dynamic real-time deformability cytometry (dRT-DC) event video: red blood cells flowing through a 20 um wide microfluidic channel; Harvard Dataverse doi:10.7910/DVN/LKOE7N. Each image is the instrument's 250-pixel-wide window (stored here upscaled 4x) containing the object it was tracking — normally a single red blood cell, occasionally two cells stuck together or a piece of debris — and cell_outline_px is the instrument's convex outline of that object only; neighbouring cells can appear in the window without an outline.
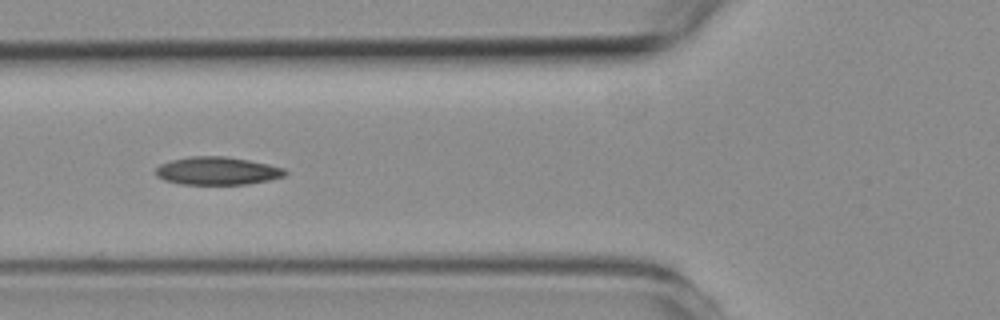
{"species": "common noctule bat (a hibernating species)", "species_latin": "Nyctalus noctula", "temperature_condition": "room temperature", "stored_images_in_passage": 7, "camera_frame_rate_fps": 3000, "um_per_image_px": 0.085, "animal": {"sex": "female", "body_mass_g": 19.3, "forearm_length_mm": 54.1}, "frame": {"image": 1, "passage_image": 5, "time_ms": 5.333, "image_size_px": [1000, 320], "cell_outline_px": [[288, 172], [284, 176], [268, 180], [248, 184], [180, 184], [164, 180], [156, 176], [156, 168], [160, 164], [172, 160], [192, 156], [224, 156], [248, 160], [268, 164], [284, 168]], "centroid_in_image_um": [18.46, 14.52], "position_along_channel_um": 107.3, "area_um2": 20.98}}
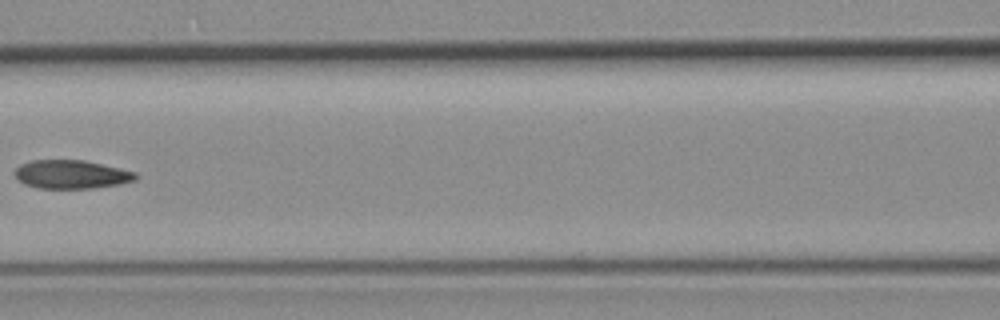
{"frame": {"image": 2, "passage_image": 6, "time_ms": 6.667, "image_size_px": [1000, 320], "cell_outline_px": [[136, 180], [120, 184], [92, 188], [36, 188], [24, 184], [16, 176], [16, 168], [20, 164], [32, 160], [84, 160], [120, 168], [136, 172]], "centroid_in_image_um": [6.07, 14.82], "position_along_channel_um": 160.5, "area_um2": 20.0}}
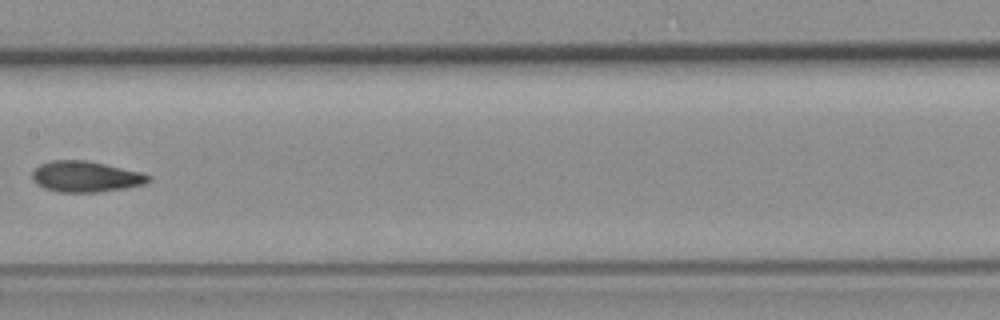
{"frame": {"image": 3, "passage_image": 7, "time_ms": 7.667, "image_size_px": [1000, 320], "cell_outline_px": [[152, 180], [144, 184], [124, 188], [96, 192], [60, 192], [44, 188], [36, 184], [32, 180], [32, 172], [40, 164], [52, 160], [88, 160], [140, 172], [152, 176]], "centroid_in_image_um": [7.27, 15.01], "position_along_channel_um": 200.1, "area_um2": 20.92}}